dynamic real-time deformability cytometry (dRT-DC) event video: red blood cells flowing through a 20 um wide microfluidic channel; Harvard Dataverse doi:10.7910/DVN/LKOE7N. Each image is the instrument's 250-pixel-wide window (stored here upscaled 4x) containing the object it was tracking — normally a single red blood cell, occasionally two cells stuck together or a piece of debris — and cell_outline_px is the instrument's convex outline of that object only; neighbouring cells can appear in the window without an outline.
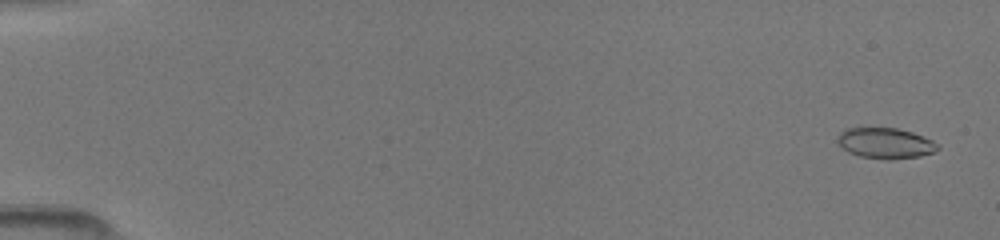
{"species": "common noctule bat (a hibernating species)", "species_latin": "Nyctalus noctula", "temperature_condition": "room temperature", "stored_images_in_passage": 23, "camera_frame_rate_fps": 3000, "um_per_image_px": 0.085, "animal": {"sex": "female", "body_mass_g": 19.5, "forearm_length_mm": 54.1}, "frame": {"image": 1, "passage_image": 2, "time_ms": 0.333, "image_size_px": [1000, 240], "cell_outline_px": [[940, 148], [936, 152], [920, 156], [888, 160], [884, 160], [860, 156], [848, 152], [836, 140], [836, 136], [844, 128], [896, 128], [912, 132], [924, 136], [940, 144]], "centroid_in_image_um": [75.28, 12.17], "position_along_channel_um": 9.7, "area_um2": 18.15}}
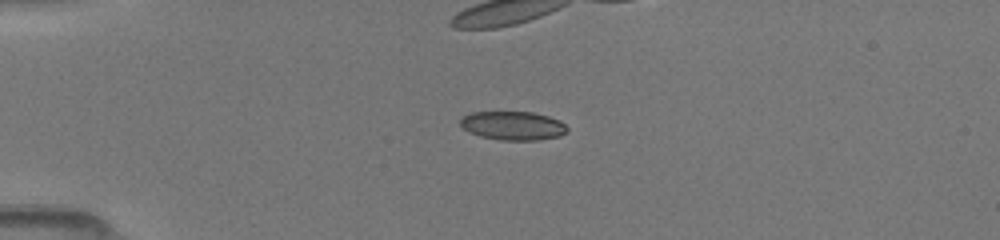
{"frame": {"image": 2, "passage_image": 13, "time_ms": 4.0, "image_size_px": [1000, 240], "cell_outline_px": [[568, 132], [560, 136], [540, 140], [500, 140], [480, 136], [468, 132], [460, 124], [460, 120], [464, 116], [472, 112], [532, 112], [548, 116], [560, 120], [568, 128]], "centroid_in_image_um": [43.63, 10.69], "position_along_channel_um": 41.4, "area_um2": 17.98}}